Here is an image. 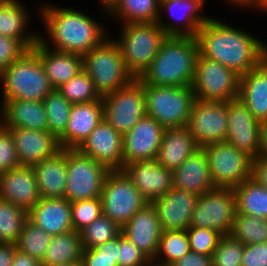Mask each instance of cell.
<instances>
[{
  "label": "cell",
  "instance_id": "6da1fadb",
  "mask_svg": "<svg viewBox=\"0 0 267 266\" xmlns=\"http://www.w3.org/2000/svg\"><path fill=\"white\" fill-rule=\"evenodd\" d=\"M199 54L244 75L264 61L266 43L250 33L210 18L197 32Z\"/></svg>",
  "mask_w": 267,
  "mask_h": 266
},
{
  "label": "cell",
  "instance_id": "7a4b0ae2",
  "mask_svg": "<svg viewBox=\"0 0 267 266\" xmlns=\"http://www.w3.org/2000/svg\"><path fill=\"white\" fill-rule=\"evenodd\" d=\"M39 9L52 50L83 56L108 38L102 24L79 10L49 4Z\"/></svg>",
  "mask_w": 267,
  "mask_h": 266
},
{
  "label": "cell",
  "instance_id": "3957f363",
  "mask_svg": "<svg viewBox=\"0 0 267 266\" xmlns=\"http://www.w3.org/2000/svg\"><path fill=\"white\" fill-rule=\"evenodd\" d=\"M198 55L196 37L167 36L151 64L137 79L148 85L191 87Z\"/></svg>",
  "mask_w": 267,
  "mask_h": 266
},
{
  "label": "cell",
  "instance_id": "277c9868",
  "mask_svg": "<svg viewBox=\"0 0 267 266\" xmlns=\"http://www.w3.org/2000/svg\"><path fill=\"white\" fill-rule=\"evenodd\" d=\"M0 82L3 100L43 101L54 90L33 49L5 68Z\"/></svg>",
  "mask_w": 267,
  "mask_h": 266
},
{
  "label": "cell",
  "instance_id": "5b68a950",
  "mask_svg": "<svg viewBox=\"0 0 267 266\" xmlns=\"http://www.w3.org/2000/svg\"><path fill=\"white\" fill-rule=\"evenodd\" d=\"M82 57L83 70L101 97L127 86L135 79L127 70L118 43L112 38H106Z\"/></svg>",
  "mask_w": 267,
  "mask_h": 266
},
{
  "label": "cell",
  "instance_id": "8992f818",
  "mask_svg": "<svg viewBox=\"0 0 267 266\" xmlns=\"http://www.w3.org/2000/svg\"><path fill=\"white\" fill-rule=\"evenodd\" d=\"M118 43L127 70L139 78L157 55L167 37L157 22L122 24Z\"/></svg>",
  "mask_w": 267,
  "mask_h": 266
},
{
  "label": "cell",
  "instance_id": "52a82bcc",
  "mask_svg": "<svg viewBox=\"0 0 267 266\" xmlns=\"http://www.w3.org/2000/svg\"><path fill=\"white\" fill-rule=\"evenodd\" d=\"M142 84L148 116L164 128L188 126L195 101L192 87Z\"/></svg>",
  "mask_w": 267,
  "mask_h": 266
},
{
  "label": "cell",
  "instance_id": "ba28073f",
  "mask_svg": "<svg viewBox=\"0 0 267 266\" xmlns=\"http://www.w3.org/2000/svg\"><path fill=\"white\" fill-rule=\"evenodd\" d=\"M66 164L65 199L75 202L101 197L104 181L111 171L107 166L78 149H66Z\"/></svg>",
  "mask_w": 267,
  "mask_h": 266
},
{
  "label": "cell",
  "instance_id": "9c48e42d",
  "mask_svg": "<svg viewBox=\"0 0 267 266\" xmlns=\"http://www.w3.org/2000/svg\"><path fill=\"white\" fill-rule=\"evenodd\" d=\"M102 214L122 228L149 202L123 170H111L102 187Z\"/></svg>",
  "mask_w": 267,
  "mask_h": 266
},
{
  "label": "cell",
  "instance_id": "30bf717a",
  "mask_svg": "<svg viewBox=\"0 0 267 266\" xmlns=\"http://www.w3.org/2000/svg\"><path fill=\"white\" fill-rule=\"evenodd\" d=\"M240 75L219 62L197 57L192 90L195 99L228 102L238 98Z\"/></svg>",
  "mask_w": 267,
  "mask_h": 266
},
{
  "label": "cell",
  "instance_id": "8fae6325",
  "mask_svg": "<svg viewBox=\"0 0 267 266\" xmlns=\"http://www.w3.org/2000/svg\"><path fill=\"white\" fill-rule=\"evenodd\" d=\"M102 102L103 119L122 135L147 115L144 85L136 78L127 86L102 97Z\"/></svg>",
  "mask_w": 267,
  "mask_h": 266
},
{
  "label": "cell",
  "instance_id": "7c38bea8",
  "mask_svg": "<svg viewBox=\"0 0 267 266\" xmlns=\"http://www.w3.org/2000/svg\"><path fill=\"white\" fill-rule=\"evenodd\" d=\"M208 158L215 187L234 188L251 178L252 157L230 143L215 142L202 147Z\"/></svg>",
  "mask_w": 267,
  "mask_h": 266
},
{
  "label": "cell",
  "instance_id": "4fadbf2b",
  "mask_svg": "<svg viewBox=\"0 0 267 266\" xmlns=\"http://www.w3.org/2000/svg\"><path fill=\"white\" fill-rule=\"evenodd\" d=\"M236 213L233 188L216 187L199 195L189 227L209 228L222 235L230 234Z\"/></svg>",
  "mask_w": 267,
  "mask_h": 266
},
{
  "label": "cell",
  "instance_id": "5bb4252c",
  "mask_svg": "<svg viewBox=\"0 0 267 266\" xmlns=\"http://www.w3.org/2000/svg\"><path fill=\"white\" fill-rule=\"evenodd\" d=\"M188 128L200 148L211 143L226 141L227 102L195 99Z\"/></svg>",
  "mask_w": 267,
  "mask_h": 266
},
{
  "label": "cell",
  "instance_id": "9a60e30c",
  "mask_svg": "<svg viewBox=\"0 0 267 266\" xmlns=\"http://www.w3.org/2000/svg\"><path fill=\"white\" fill-rule=\"evenodd\" d=\"M228 134L226 142L252 158L261 156L260 122L238 98L227 102Z\"/></svg>",
  "mask_w": 267,
  "mask_h": 266
},
{
  "label": "cell",
  "instance_id": "2e32d148",
  "mask_svg": "<svg viewBox=\"0 0 267 266\" xmlns=\"http://www.w3.org/2000/svg\"><path fill=\"white\" fill-rule=\"evenodd\" d=\"M164 130L152 117H142L129 132L123 134V165L155 160Z\"/></svg>",
  "mask_w": 267,
  "mask_h": 266
},
{
  "label": "cell",
  "instance_id": "e0dca14e",
  "mask_svg": "<svg viewBox=\"0 0 267 266\" xmlns=\"http://www.w3.org/2000/svg\"><path fill=\"white\" fill-rule=\"evenodd\" d=\"M77 149L82 154L104 164L110 170L124 168L123 135L104 119Z\"/></svg>",
  "mask_w": 267,
  "mask_h": 266
},
{
  "label": "cell",
  "instance_id": "ac0fdd59",
  "mask_svg": "<svg viewBox=\"0 0 267 266\" xmlns=\"http://www.w3.org/2000/svg\"><path fill=\"white\" fill-rule=\"evenodd\" d=\"M204 4L205 0H160V11L164 9L180 24L165 22L161 19L162 15H159L157 23L167 36L196 37L199 29L210 19L209 16L201 15Z\"/></svg>",
  "mask_w": 267,
  "mask_h": 266
},
{
  "label": "cell",
  "instance_id": "d6986e66",
  "mask_svg": "<svg viewBox=\"0 0 267 266\" xmlns=\"http://www.w3.org/2000/svg\"><path fill=\"white\" fill-rule=\"evenodd\" d=\"M122 170L149 203L173 188V171L156 160L135 161L126 164Z\"/></svg>",
  "mask_w": 267,
  "mask_h": 266
},
{
  "label": "cell",
  "instance_id": "ffe728a7",
  "mask_svg": "<svg viewBox=\"0 0 267 266\" xmlns=\"http://www.w3.org/2000/svg\"><path fill=\"white\" fill-rule=\"evenodd\" d=\"M198 198L196 193L171 188L164 196L154 200L152 204L163 230L188 229Z\"/></svg>",
  "mask_w": 267,
  "mask_h": 266
},
{
  "label": "cell",
  "instance_id": "44dd1931",
  "mask_svg": "<svg viewBox=\"0 0 267 266\" xmlns=\"http://www.w3.org/2000/svg\"><path fill=\"white\" fill-rule=\"evenodd\" d=\"M122 234L151 260L154 259L163 232L156 208L148 203L121 228Z\"/></svg>",
  "mask_w": 267,
  "mask_h": 266
},
{
  "label": "cell",
  "instance_id": "7402d4cb",
  "mask_svg": "<svg viewBox=\"0 0 267 266\" xmlns=\"http://www.w3.org/2000/svg\"><path fill=\"white\" fill-rule=\"evenodd\" d=\"M8 129L13 136L20 165L32 166L57 155L62 150L59 139L48 131Z\"/></svg>",
  "mask_w": 267,
  "mask_h": 266
},
{
  "label": "cell",
  "instance_id": "603a6c76",
  "mask_svg": "<svg viewBox=\"0 0 267 266\" xmlns=\"http://www.w3.org/2000/svg\"><path fill=\"white\" fill-rule=\"evenodd\" d=\"M0 199L30 211L41 199L32 166L20 165L0 174Z\"/></svg>",
  "mask_w": 267,
  "mask_h": 266
},
{
  "label": "cell",
  "instance_id": "cb8c5ba5",
  "mask_svg": "<svg viewBox=\"0 0 267 266\" xmlns=\"http://www.w3.org/2000/svg\"><path fill=\"white\" fill-rule=\"evenodd\" d=\"M32 49L38 54L53 89H58L83 70L81 55L52 50L43 35H39V41Z\"/></svg>",
  "mask_w": 267,
  "mask_h": 266
},
{
  "label": "cell",
  "instance_id": "d4e9b609",
  "mask_svg": "<svg viewBox=\"0 0 267 266\" xmlns=\"http://www.w3.org/2000/svg\"><path fill=\"white\" fill-rule=\"evenodd\" d=\"M102 120V100L72 104L67 128L59 138L62 149H77Z\"/></svg>",
  "mask_w": 267,
  "mask_h": 266
},
{
  "label": "cell",
  "instance_id": "484cf974",
  "mask_svg": "<svg viewBox=\"0 0 267 266\" xmlns=\"http://www.w3.org/2000/svg\"><path fill=\"white\" fill-rule=\"evenodd\" d=\"M28 220L51 236L74 230L71 202L65 198H41L28 212Z\"/></svg>",
  "mask_w": 267,
  "mask_h": 266
},
{
  "label": "cell",
  "instance_id": "4316f807",
  "mask_svg": "<svg viewBox=\"0 0 267 266\" xmlns=\"http://www.w3.org/2000/svg\"><path fill=\"white\" fill-rule=\"evenodd\" d=\"M0 123L6 128L48 131L43 101L2 100Z\"/></svg>",
  "mask_w": 267,
  "mask_h": 266
},
{
  "label": "cell",
  "instance_id": "83f0119b",
  "mask_svg": "<svg viewBox=\"0 0 267 266\" xmlns=\"http://www.w3.org/2000/svg\"><path fill=\"white\" fill-rule=\"evenodd\" d=\"M173 188L198 195H204L216 188L211 179L208 158L202 148L173 171Z\"/></svg>",
  "mask_w": 267,
  "mask_h": 266
},
{
  "label": "cell",
  "instance_id": "f1b7e54d",
  "mask_svg": "<svg viewBox=\"0 0 267 266\" xmlns=\"http://www.w3.org/2000/svg\"><path fill=\"white\" fill-rule=\"evenodd\" d=\"M199 148L188 126L165 128L155 160L174 171Z\"/></svg>",
  "mask_w": 267,
  "mask_h": 266
},
{
  "label": "cell",
  "instance_id": "f546056e",
  "mask_svg": "<svg viewBox=\"0 0 267 266\" xmlns=\"http://www.w3.org/2000/svg\"><path fill=\"white\" fill-rule=\"evenodd\" d=\"M238 99L257 121L267 120V64L264 61L240 76Z\"/></svg>",
  "mask_w": 267,
  "mask_h": 266
},
{
  "label": "cell",
  "instance_id": "4dcf8cb0",
  "mask_svg": "<svg viewBox=\"0 0 267 266\" xmlns=\"http://www.w3.org/2000/svg\"><path fill=\"white\" fill-rule=\"evenodd\" d=\"M41 198H64L67 164L66 149L32 165Z\"/></svg>",
  "mask_w": 267,
  "mask_h": 266
},
{
  "label": "cell",
  "instance_id": "1f68e13d",
  "mask_svg": "<svg viewBox=\"0 0 267 266\" xmlns=\"http://www.w3.org/2000/svg\"><path fill=\"white\" fill-rule=\"evenodd\" d=\"M29 12L19 0H5L0 3V34L22 41L32 49L39 41L40 33H25L29 22ZM25 29V30H24Z\"/></svg>",
  "mask_w": 267,
  "mask_h": 266
},
{
  "label": "cell",
  "instance_id": "d6a6232c",
  "mask_svg": "<svg viewBox=\"0 0 267 266\" xmlns=\"http://www.w3.org/2000/svg\"><path fill=\"white\" fill-rule=\"evenodd\" d=\"M103 8L123 24L157 22L161 15L160 0H112Z\"/></svg>",
  "mask_w": 267,
  "mask_h": 266
},
{
  "label": "cell",
  "instance_id": "836d02e7",
  "mask_svg": "<svg viewBox=\"0 0 267 266\" xmlns=\"http://www.w3.org/2000/svg\"><path fill=\"white\" fill-rule=\"evenodd\" d=\"M46 249V254L41 261L42 266H55L81 261L83 246L80 232L73 230L65 234L52 236Z\"/></svg>",
  "mask_w": 267,
  "mask_h": 266
},
{
  "label": "cell",
  "instance_id": "e575fe53",
  "mask_svg": "<svg viewBox=\"0 0 267 266\" xmlns=\"http://www.w3.org/2000/svg\"><path fill=\"white\" fill-rule=\"evenodd\" d=\"M236 212L267 219V189L249 178L233 188Z\"/></svg>",
  "mask_w": 267,
  "mask_h": 266
},
{
  "label": "cell",
  "instance_id": "d590c367",
  "mask_svg": "<svg viewBox=\"0 0 267 266\" xmlns=\"http://www.w3.org/2000/svg\"><path fill=\"white\" fill-rule=\"evenodd\" d=\"M189 251L190 244L186 230H163L158 251L152 263L160 266H172Z\"/></svg>",
  "mask_w": 267,
  "mask_h": 266
},
{
  "label": "cell",
  "instance_id": "8d00e7d4",
  "mask_svg": "<svg viewBox=\"0 0 267 266\" xmlns=\"http://www.w3.org/2000/svg\"><path fill=\"white\" fill-rule=\"evenodd\" d=\"M43 106L48 118V132L59 139L67 128L72 103L54 89L44 98Z\"/></svg>",
  "mask_w": 267,
  "mask_h": 266
},
{
  "label": "cell",
  "instance_id": "74e56055",
  "mask_svg": "<svg viewBox=\"0 0 267 266\" xmlns=\"http://www.w3.org/2000/svg\"><path fill=\"white\" fill-rule=\"evenodd\" d=\"M230 234L242 244L267 242V219L235 213Z\"/></svg>",
  "mask_w": 267,
  "mask_h": 266
},
{
  "label": "cell",
  "instance_id": "f35d334b",
  "mask_svg": "<svg viewBox=\"0 0 267 266\" xmlns=\"http://www.w3.org/2000/svg\"><path fill=\"white\" fill-rule=\"evenodd\" d=\"M27 221L28 211L0 199V234L5 243L15 244Z\"/></svg>",
  "mask_w": 267,
  "mask_h": 266
},
{
  "label": "cell",
  "instance_id": "ab89813d",
  "mask_svg": "<svg viewBox=\"0 0 267 266\" xmlns=\"http://www.w3.org/2000/svg\"><path fill=\"white\" fill-rule=\"evenodd\" d=\"M51 239V235L28 220L15 245L17 250L41 262L46 254V248L50 244Z\"/></svg>",
  "mask_w": 267,
  "mask_h": 266
},
{
  "label": "cell",
  "instance_id": "60d3db41",
  "mask_svg": "<svg viewBox=\"0 0 267 266\" xmlns=\"http://www.w3.org/2000/svg\"><path fill=\"white\" fill-rule=\"evenodd\" d=\"M121 228L104 214L80 231L83 249H91L117 237Z\"/></svg>",
  "mask_w": 267,
  "mask_h": 266
},
{
  "label": "cell",
  "instance_id": "b9f144b4",
  "mask_svg": "<svg viewBox=\"0 0 267 266\" xmlns=\"http://www.w3.org/2000/svg\"><path fill=\"white\" fill-rule=\"evenodd\" d=\"M72 104L102 100L89 75L82 70L57 89Z\"/></svg>",
  "mask_w": 267,
  "mask_h": 266
},
{
  "label": "cell",
  "instance_id": "7bdbcfd3",
  "mask_svg": "<svg viewBox=\"0 0 267 266\" xmlns=\"http://www.w3.org/2000/svg\"><path fill=\"white\" fill-rule=\"evenodd\" d=\"M119 235L95 248L83 249L82 266H118Z\"/></svg>",
  "mask_w": 267,
  "mask_h": 266
},
{
  "label": "cell",
  "instance_id": "ee69618b",
  "mask_svg": "<svg viewBox=\"0 0 267 266\" xmlns=\"http://www.w3.org/2000/svg\"><path fill=\"white\" fill-rule=\"evenodd\" d=\"M244 244L231 234L222 235L212 255V266H241Z\"/></svg>",
  "mask_w": 267,
  "mask_h": 266
},
{
  "label": "cell",
  "instance_id": "f6af8a7d",
  "mask_svg": "<svg viewBox=\"0 0 267 266\" xmlns=\"http://www.w3.org/2000/svg\"><path fill=\"white\" fill-rule=\"evenodd\" d=\"M74 231L80 232L102 214L101 198L71 202Z\"/></svg>",
  "mask_w": 267,
  "mask_h": 266
},
{
  "label": "cell",
  "instance_id": "bcb514c9",
  "mask_svg": "<svg viewBox=\"0 0 267 266\" xmlns=\"http://www.w3.org/2000/svg\"><path fill=\"white\" fill-rule=\"evenodd\" d=\"M190 250L195 253L212 256L222 234L216 230L201 227L186 229Z\"/></svg>",
  "mask_w": 267,
  "mask_h": 266
},
{
  "label": "cell",
  "instance_id": "7dc6e473",
  "mask_svg": "<svg viewBox=\"0 0 267 266\" xmlns=\"http://www.w3.org/2000/svg\"><path fill=\"white\" fill-rule=\"evenodd\" d=\"M20 166L13 136L0 123V174Z\"/></svg>",
  "mask_w": 267,
  "mask_h": 266
},
{
  "label": "cell",
  "instance_id": "c3c4849f",
  "mask_svg": "<svg viewBox=\"0 0 267 266\" xmlns=\"http://www.w3.org/2000/svg\"><path fill=\"white\" fill-rule=\"evenodd\" d=\"M152 260L122 232L119 234L118 266H148Z\"/></svg>",
  "mask_w": 267,
  "mask_h": 266
},
{
  "label": "cell",
  "instance_id": "681fc988",
  "mask_svg": "<svg viewBox=\"0 0 267 266\" xmlns=\"http://www.w3.org/2000/svg\"><path fill=\"white\" fill-rule=\"evenodd\" d=\"M29 50L22 41L0 34V74Z\"/></svg>",
  "mask_w": 267,
  "mask_h": 266
},
{
  "label": "cell",
  "instance_id": "f907efd6",
  "mask_svg": "<svg viewBox=\"0 0 267 266\" xmlns=\"http://www.w3.org/2000/svg\"><path fill=\"white\" fill-rule=\"evenodd\" d=\"M241 266H267V242L244 245Z\"/></svg>",
  "mask_w": 267,
  "mask_h": 266
},
{
  "label": "cell",
  "instance_id": "816d5d0a",
  "mask_svg": "<svg viewBox=\"0 0 267 266\" xmlns=\"http://www.w3.org/2000/svg\"><path fill=\"white\" fill-rule=\"evenodd\" d=\"M251 178L267 189V157L258 156L252 158Z\"/></svg>",
  "mask_w": 267,
  "mask_h": 266
},
{
  "label": "cell",
  "instance_id": "f5cc1de1",
  "mask_svg": "<svg viewBox=\"0 0 267 266\" xmlns=\"http://www.w3.org/2000/svg\"><path fill=\"white\" fill-rule=\"evenodd\" d=\"M172 266H212V256L189 251L178 259Z\"/></svg>",
  "mask_w": 267,
  "mask_h": 266
},
{
  "label": "cell",
  "instance_id": "db71d44e",
  "mask_svg": "<svg viewBox=\"0 0 267 266\" xmlns=\"http://www.w3.org/2000/svg\"><path fill=\"white\" fill-rule=\"evenodd\" d=\"M16 250L13 243H5L0 245V266H11Z\"/></svg>",
  "mask_w": 267,
  "mask_h": 266
},
{
  "label": "cell",
  "instance_id": "11a10c76",
  "mask_svg": "<svg viewBox=\"0 0 267 266\" xmlns=\"http://www.w3.org/2000/svg\"><path fill=\"white\" fill-rule=\"evenodd\" d=\"M11 266H42V263L16 249Z\"/></svg>",
  "mask_w": 267,
  "mask_h": 266
},
{
  "label": "cell",
  "instance_id": "9f6ffc18",
  "mask_svg": "<svg viewBox=\"0 0 267 266\" xmlns=\"http://www.w3.org/2000/svg\"><path fill=\"white\" fill-rule=\"evenodd\" d=\"M261 156L267 157V120L260 122Z\"/></svg>",
  "mask_w": 267,
  "mask_h": 266
},
{
  "label": "cell",
  "instance_id": "6f0895ef",
  "mask_svg": "<svg viewBox=\"0 0 267 266\" xmlns=\"http://www.w3.org/2000/svg\"><path fill=\"white\" fill-rule=\"evenodd\" d=\"M232 3V6L235 4L236 6H242V7H251L254 8L256 7L257 9L259 8L260 1L261 0H227V2Z\"/></svg>",
  "mask_w": 267,
  "mask_h": 266
},
{
  "label": "cell",
  "instance_id": "680465c9",
  "mask_svg": "<svg viewBox=\"0 0 267 266\" xmlns=\"http://www.w3.org/2000/svg\"><path fill=\"white\" fill-rule=\"evenodd\" d=\"M259 9L263 10L264 12H267V0L260 1Z\"/></svg>",
  "mask_w": 267,
  "mask_h": 266
},
{
  "label": "cell",
  "instance_id": "91938a15",
  "mask_svg": "<svg viewBox=\"0 0 267 266\" xmlns=\"http://www.w3.org/2000/svg\"><path fill=\"white\" fill-rule=\"evenodd\" d=\"M55 266H82L81 261L72 262V263H64L61 265H55Z\"/></svg>",
  "mask_w": 267,
  "mask_h": 266
},
{
  "label": "cell",
  "instance_id": "94428289",
  "mask_svg": "<svg viewBox=\"0 0 267 266\" xmlns=\"http://www.w3.org/2000/svg\"><path fill=\"white\" fill-rule=\"evenodd\" d=\"M101 6L107 7L112 0H98Z\"/></svg>",
  "mask_w": 267,
  "mask_h": 266
},
{
  "label": "cell",
  "instance_id": "6125c7cd",
  "mask_svg": "<svg viewBox=\"0 0 267 266\" xmlns=\"http://www.w3.org/2000/svg\"><path fill=\"white\" fill-rule=\"evenodd\" d=\"M264 62L267 64V45L264 51Z\"/></svg>",
  "mask_w": 267,
  "mask_h": 266
},
{
  "label": "cell",
  "instance_id": "be15d7a7",
  "mask_svg": "<svg viewBox=\"0 0 267 266\" xmlns=\"http://www.w3.org/2000/svg\"><path fill=\"white\" fill-rule=\"evenodd\" d=\"M2 244H5V242L3 241V238H2V236L0 234V245H2Z\"/></svg>",
  "mask_w": 267,
  "mask_h": 266
},
{
  "label": "cell",
  "instance_id": "e7e4bbea",
  "mask_svg": "<svg viewBox=\"0 0 267 266\" xmlns=\"http://www.w3.org/2000/svg\"><path fill=\"white\" fill-rule=\"evenodd\" d=\"M148 266H160V265H156V264L151 262Z\"/></svg>",
  "mask_w": 267,
  "mask_h": 266
}]
</instances>
